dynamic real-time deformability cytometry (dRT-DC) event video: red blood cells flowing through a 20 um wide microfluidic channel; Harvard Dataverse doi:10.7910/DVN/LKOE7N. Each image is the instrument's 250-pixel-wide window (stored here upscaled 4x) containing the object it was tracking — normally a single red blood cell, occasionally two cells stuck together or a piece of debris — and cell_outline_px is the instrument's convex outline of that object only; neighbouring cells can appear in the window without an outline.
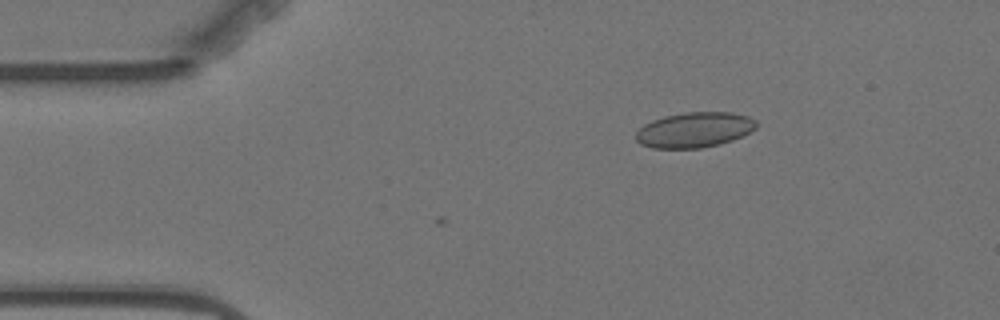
{"species": "Egyptian fruit bat (a non-hibernating species)", "species_latin": "Rousettus aegyptiacus", "temperature_condition": "warm", "stored_images_in_passage": 2, "camera_frame_rate_fps": 3000, "um_per_image_px": 0.085, "animal": {"sex": "female"}, "frame": {"image": 1, "passage_image": 2, "time_ms": 1.333, "image_size_px": [1000, 320], "cell_outline_px": [[756, 128], [732, 140], [720, 144], [700, 148], [652, 148], [640, 144], [636, 140], [636, 132], [644, 124], [652, 120], [664, 116], [688, 112], [732, 112], [748, 116], [756, 120]], "centroid_in_image_um": [59.01, 11.03], "position_along_channel_um": 26.0, "area_um2": 24.68}}